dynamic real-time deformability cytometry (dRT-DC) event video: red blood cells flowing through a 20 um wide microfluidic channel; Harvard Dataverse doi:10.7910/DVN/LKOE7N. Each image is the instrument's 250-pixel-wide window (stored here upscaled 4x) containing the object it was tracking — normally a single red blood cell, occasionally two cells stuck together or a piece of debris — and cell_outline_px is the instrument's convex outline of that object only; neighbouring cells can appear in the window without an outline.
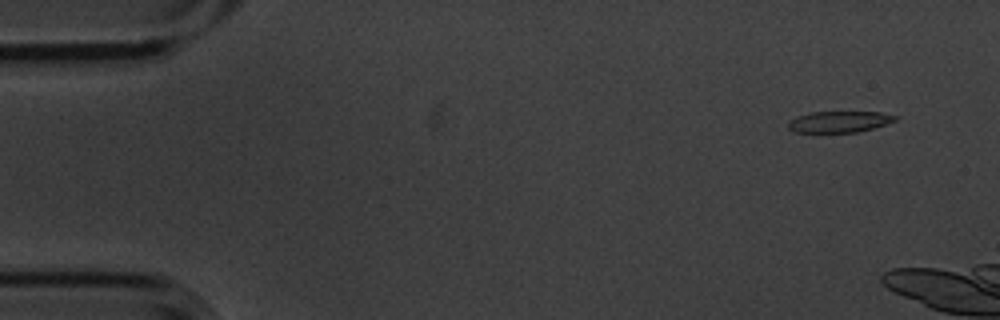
{"species": "common noctule bat (a hibernating species)", "species_latin": "Nyctalus noctula", "temperature_condition": "cold", "stored_images_in_passage": 7, "camera_frame_rate_fps": 3000, "um_per_image_px": 0.085, "animal": {"sex": "male", "body_mass_g": 20.1, "forearm_length_mm": 53.5}, "frame": {"image": 1, "passage_image": 1, "time_ms": 0.0, "image_size_px": [1000, 320], "cell_outline_px": [[896, 120], [872, 128], [856, 132], [792, 132], [788, 128], [788, 120], [812, 112], [880, 112], [896, 116]], "centroid_in_image_um": [71.29, 10.35], "position_along_channel_um": 13.7, "area_um2": 13.01}}